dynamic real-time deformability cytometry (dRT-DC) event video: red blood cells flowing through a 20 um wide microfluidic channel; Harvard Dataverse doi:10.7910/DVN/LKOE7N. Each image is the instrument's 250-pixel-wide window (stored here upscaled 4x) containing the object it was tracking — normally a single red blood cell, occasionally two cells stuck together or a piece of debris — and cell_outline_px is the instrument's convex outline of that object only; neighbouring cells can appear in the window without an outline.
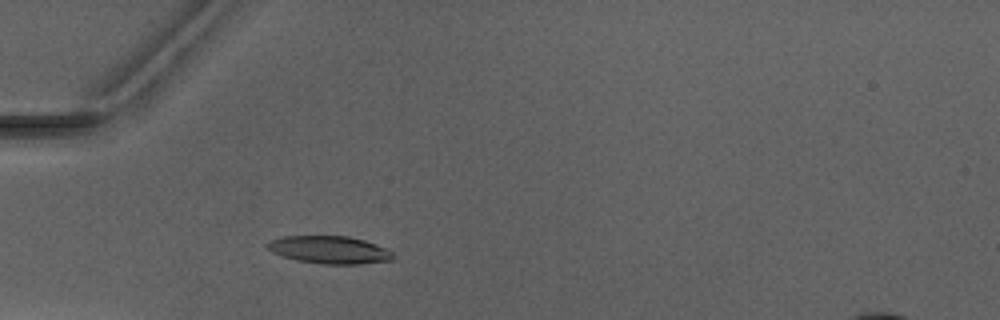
{"species": "Egyptian fruit bat (a non-hibernating species)", "species_latin": "Rousettus aegyptiacus", "temperature_condition": "warm", "stored_images_in_passage": 3, "camera_frame_rate_fps": 3000, "um_per_image_px": 0.085, "animal": {"sex": "male"}, "frame": {"image": 1, "passage_image": 3, "time_ms": 3.0, "image_size_px": [1000, 320], "cell_outline_px": [[396, 256], [392, 260], [360, 264], [320, 264], [296, 260], [272, 252], [264, 244], [272, 240], [284, 236], [348, 236], [364, 240], [384, 248], [392, 252]], "centroid_in_image_um": [28.01, 21.24], "position_along_channel_um": 57.0, "area_um2": 20.17}}